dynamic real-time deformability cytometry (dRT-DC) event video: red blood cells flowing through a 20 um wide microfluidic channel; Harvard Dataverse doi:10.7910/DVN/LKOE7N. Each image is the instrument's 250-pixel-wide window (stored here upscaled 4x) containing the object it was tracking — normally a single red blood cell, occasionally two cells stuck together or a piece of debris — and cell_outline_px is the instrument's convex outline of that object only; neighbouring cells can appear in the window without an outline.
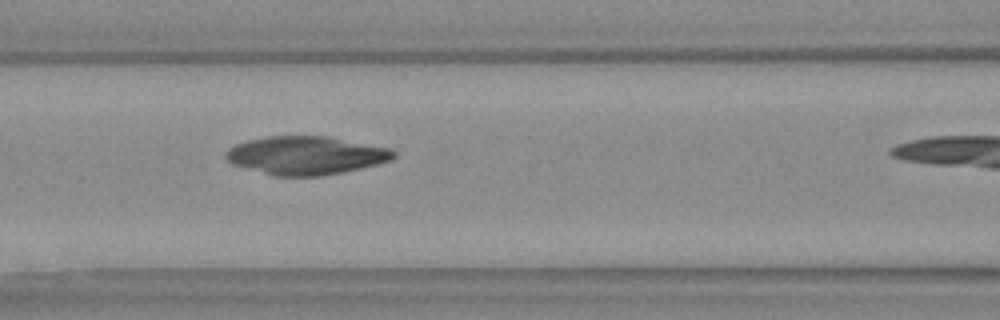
{"species": "Egyptian fruit bat (a non-hibernating species)", "species_latin": "Rousettus aegyptiacus", "temperature_condition": "warm", "stored_images_in_passage": 10, "camera_frame_rate_fps": 3000, "um_per_image_px": 0.085, "animal": {"sex": "female"}, "frame": {"image": 1, "passage_image": 9, "time_ms": 2.667, "image_size_px": [1000, 320], "cell_outline_px": [[396, 156], [392, 160], [344, 172], [320, 176], [276, 176], [244, 168], [232, 164], [224, 156], [224, 152], [228, 148], [244, 140], [268, 136], [328, 136], [388, 148], [396, 152]], "centroid_in_image_um": [25.96, 13.21], "position_along_channel_um": 140.6, "area_um2": 37.57}}